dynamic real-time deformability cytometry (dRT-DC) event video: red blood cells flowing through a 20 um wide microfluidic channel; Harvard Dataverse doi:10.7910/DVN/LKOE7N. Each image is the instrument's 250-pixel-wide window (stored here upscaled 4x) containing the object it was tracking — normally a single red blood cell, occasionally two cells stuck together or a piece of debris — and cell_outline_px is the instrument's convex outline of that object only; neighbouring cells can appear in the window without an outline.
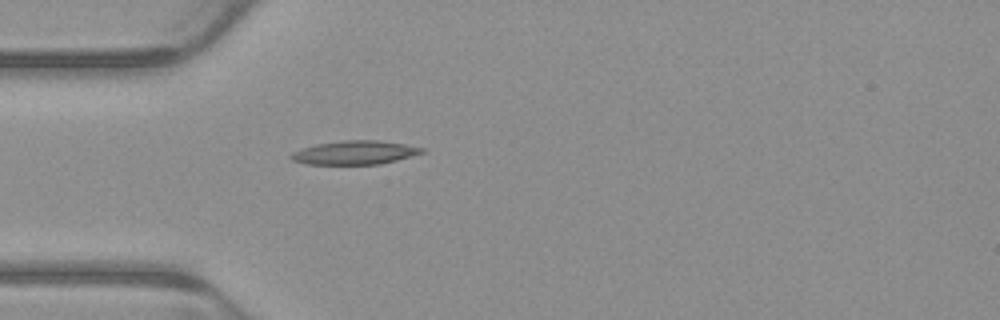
{"species": "common noctule bat (a hibernating species)", "species_latin": "Nyctalus noctula", "temperature_condition": "warm", "stored_images_in_passage": 4, "camera_frame_rate_fps": 3000, "um_per_image_px": 0.085, "animal": {"sex": "male", "body_mass_g": 23.1, "forearm_length_mm": 52.7}, "frame": {"image": 1, "passage_image": 4, "time_ms": 1.0, "image_size_px": [1000, 320], "cell_outline_px": [[424, 152], [396, 160], [380, 164], [308, 164], [292, 160], [288, 156], [292, 152], [316, 144], [344, 140], [380, 140], [404, 144], [424, 148]], "centroid_in_image_um": [30.14, 12.96], "position_along_channel_um": 54.9, "area_um2": 17.92}}